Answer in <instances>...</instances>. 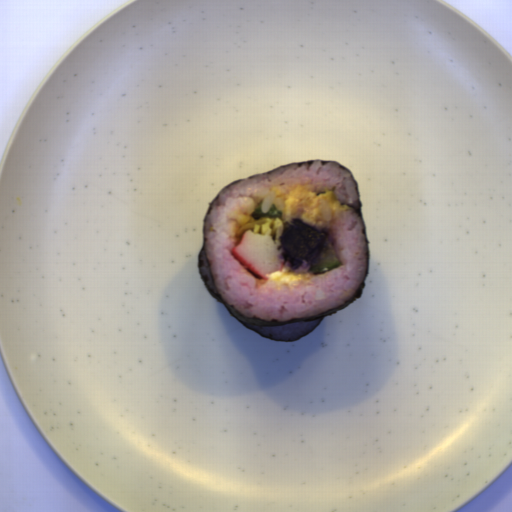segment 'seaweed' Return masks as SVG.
<instances>
[{"label":"seaweed","instance_id":"1faa68ee","mask_svg":"<svg viewBox=\"0 0 512 512\" xmlns=\"http://www.w3.org/2000/svg\"><path fill=\"white\" fill-rule=\"evenodd\" d=\"M315 161H320L321 165H324L326 164L327 162H332L336 165H339L341 166L345 171H347L355 185H356V188H357V194H358V202H357V205L355 206H349V207H352L350 209H355L357 211V213L359 214L361 220H362V224H363V230H364V235H365V240H366V244H367V253H368V263H367V271H366V276L359 288V290L352 296V298L345 304H342L340 306H337L333 309H330L328 311H325L323 313H318V314H314V315H309V316H305V317H300V318H296V319H291V320H284V321H263V320H260V319H256V318H253V317H250V316H244L243 314H241L240 312H238L237 310H235L231 305H229L225 299L222 297V295L219 293V291L217 290L216 288V285H215V282H214V279H213V276H212V273H211V270H210V267H209V263H208V258H207V252H206V247H205V236H204V226H205V222H206V219H207V215H208V211L210 209V207L212 206L213 202L218 198V196L223 192L225 191L226 189H228L231 185H233L235 182H238V181H242V180H245V179H248V178H257L267 172H272V171H275V170H278V169H281V168H286V167H290V166H293V165H305V166H310L312 163H314ZM245 179H238V180H235L233 182H230L229 184H227L226 186H224L223 188H221L219 190V192L215 195V197L212 199L211 203L209 204L208 208H207V212H206V215H205V219H204V224H203V228H202V238H203V246L202 248L200 249V252H199V256H198V268H199V272H200V276L202 278V281L204 283V285L206 286L207 290L209 291V293L217 300L219 301L220 303H222L227 309L228 311L236 318L238 319L242 324H244L247 328H249L250 330H252L253 332H255L256 334H258L259 336H262V337H265V338H268V339H271V340H276V341H280V342H291V341H283V340H279V339H276V338H272L270 336H267L265 334H262L260 332H258L257 330L253 329L252 327H250L249 325L251 326H255V327H276V326H282V325H292V324H302V323H306V322H311V321H315V320H319L315 326L310 330L308 331L305 335H307L308 333H310L311 331H313L322 321L325 317L327 316H330V315H333L335 314L336 312L342 310L343 308H345L346 306H348L351 302H353L354 300L360 298L363 290H364V286H365V282H366V278H367V273H368V269H369V265H370V255H369V244H368V239H367V233H366V228H365V223H364V217H363V212H362V206H361V200H360V193H359V186H358V182L356 180V178L354 177L353 173L347 169L343 164L341 163H338L336 161H328V160H321V159H308V160H303V161H297V162H292V163H286V164H281L279 166H277L276 168L272 169V170H269V171H266V172H263V173H259V174H254V175H251L249 177H246ZM202 251H205V255H206V260H207V264H208V268H209V272H210V276H211V279H212V283H213V286L218 294L212 291L205 283L204 281V278L202 276V273L200 271V255L202 253ZM305 335H302L292 341H295V340H299L301 339L302 337H304Z\"/></svg>","mask_w":512,"mask_h":512}]
</instances>
